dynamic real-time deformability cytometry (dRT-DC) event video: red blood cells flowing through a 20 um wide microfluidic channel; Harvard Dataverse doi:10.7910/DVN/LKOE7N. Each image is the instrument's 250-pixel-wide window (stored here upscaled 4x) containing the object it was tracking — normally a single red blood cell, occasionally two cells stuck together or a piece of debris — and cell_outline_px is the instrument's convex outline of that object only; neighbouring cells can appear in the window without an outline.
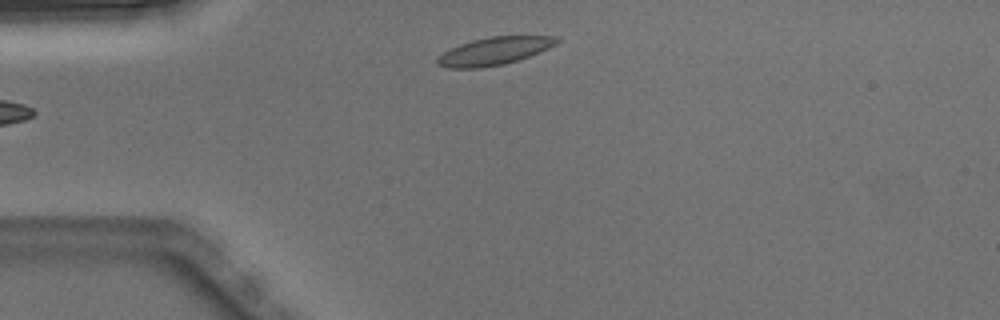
{"species": "Egyptian fruit bat (a non-hibernating species)", "species_latin": "Rousettus aegyptiacus", "temperature_condition": "warm", "stored_images_in_passage": 2, "camera_frame_rate_fps": 3000, "um_per_image_px": 0.085, "animal": {"sex": "male"}, "frame": {"image": 1, "passage_image": 1, "time_ms": 0.0, "image_size_px": [1000, 320], "cell_outline_px": [[564, 40], [548, 48], [528, 56], [504, 64], [480, 68], [448, 68], [436, 64], [436, 60], [444, 52], [460, 44], [472, 40], [492, 36], [556, 36]], "centroid_in_image_um": [42.03, 4.33], "position_along_channel_um": 43.0, "area_um2": 19.13}}
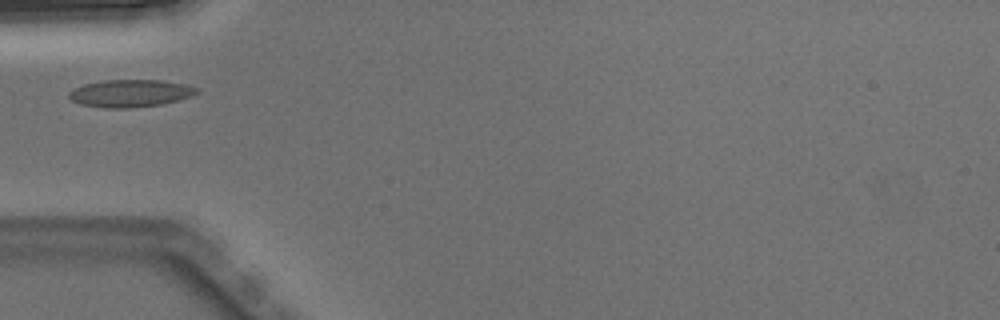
{"frame": {"image": 2, "passage_image": 2, "time_ms": 0.333, "image_size_px": [1000, 320], "cell_outline_px": [[200, 92], [192, 96], [160, 104], [132, 108], [104, 108], [80, 104], [72, 100], [68, 96], [68, 92], [72, 88], [84, 84], [104, 80], [160, 80], [184, 84], [200, 88]], "centroid_in_image_um": [11.06, 7.93], "position_along_channel_um": 73.9, "area_um2": 20.52}}